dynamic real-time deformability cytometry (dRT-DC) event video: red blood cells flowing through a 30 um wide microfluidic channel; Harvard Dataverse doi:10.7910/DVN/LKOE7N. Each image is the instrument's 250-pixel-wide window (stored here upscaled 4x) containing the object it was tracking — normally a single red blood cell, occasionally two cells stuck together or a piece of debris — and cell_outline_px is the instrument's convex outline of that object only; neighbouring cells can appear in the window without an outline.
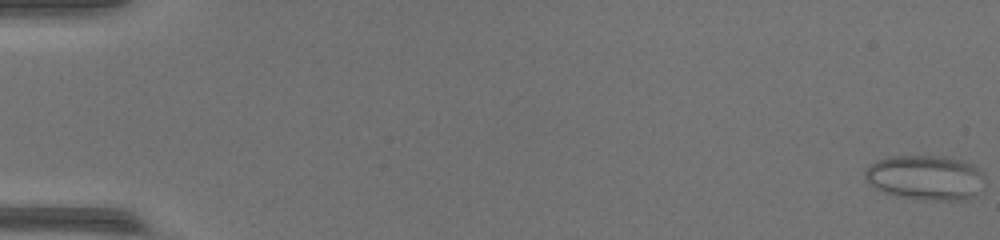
{"species": "common noctule bat (a hibernating species)", "species_latin": "Nyctalus noctula", "temperature_condition": "warm", "stored_images_in_passage": 18, "camera_frame_rate_fps": 3000, "um_per_image_px": 0.085, "animal": {"sex": "female", "body_mass_g": 17.0, "forearm_length_mm": 48.0}, "frame": {"image": 1, "passage_image": 1, "time_ms": 0.0, "image_size_px": [1000, 240], "cell_outline_px": [[984, 176], [972, 196], [956, 200], [932, 200], [904, 196], [884, 192], [868, 184], [864, 176], [864, 172], [876, 160], [892, 156], [944, 156], [976, 164], [984, 172]], "centroid_in_image_um": [78.64, 15.05], "position_along_channel_um": 6.4, "area_um2": 30.75}}